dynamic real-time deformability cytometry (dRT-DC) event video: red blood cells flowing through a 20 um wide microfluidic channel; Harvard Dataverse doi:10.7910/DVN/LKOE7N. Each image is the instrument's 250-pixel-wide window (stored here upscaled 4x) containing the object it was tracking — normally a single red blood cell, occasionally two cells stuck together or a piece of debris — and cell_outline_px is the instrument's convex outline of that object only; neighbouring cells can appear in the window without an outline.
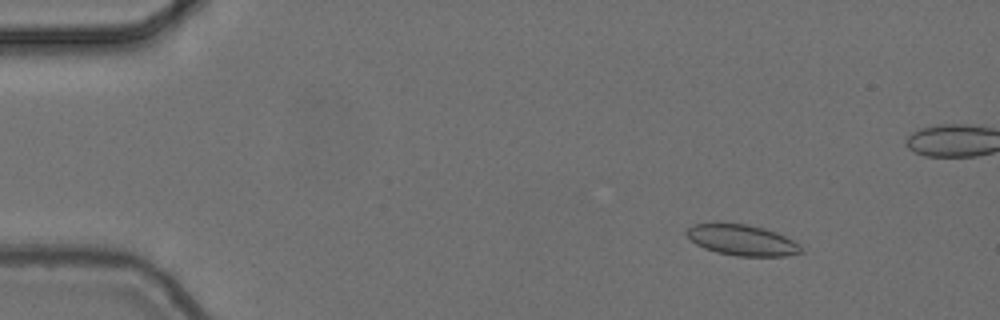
{"species": "common noctule bat (a hibernating species)", "species_latin": "Nyctalus noctula", "temperature_condition": "cold", "stored_images_in_passage": 7, "camera_frame_rate_fps": 3000, "um_per_image_px": 0.085, "animal": {"sex": "female", "body_mass_g": 24.6, "forearm_length_mm": 56.2}, "frame": {"image": 1, "passage_image": 3, "time_ms": 0.667, "image_size_px": [1000, 320], "cell_outline_px": [[804, 252], [784, 256], [736, 256], [716, 252], [704, 248], [696, 244], [684, 232], [692, 224], [748, 224], [764, 228], [776, 232], [792, 240]], "centroid_in_image_um": [63.05, 20.42], "position_along_channel_um": 21.9, "area_um2": 20.23}}
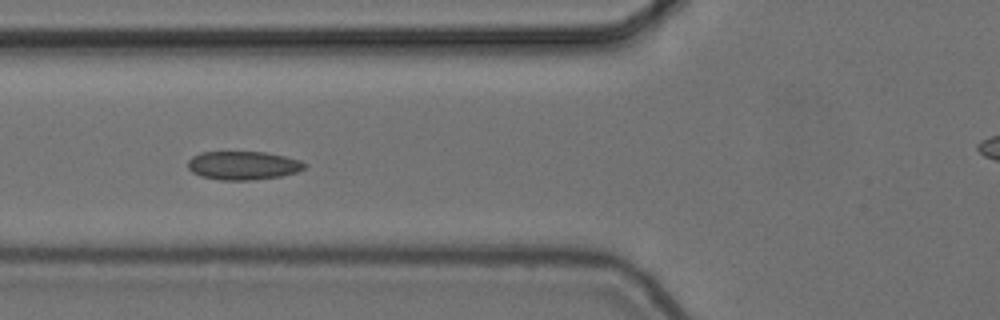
{"frame": {"image": 2, "passage_image": 7, "time_ms": 2.0, "image_size_px": [1000, 320], "cell_outline_px": [[308, 164], [304, 168], [296, 172], [280, 176], [252, 180], [220, 180], [200, 176], [192, 172], [188, 168], [188, 160], [192, 156], [200, 152], [264, 152], [284, 156], [300, 160]], "centroid_in_image_um": [20.64, 14.06], "position_along_channel_um": 105.2, "area_um2": 19.42}}